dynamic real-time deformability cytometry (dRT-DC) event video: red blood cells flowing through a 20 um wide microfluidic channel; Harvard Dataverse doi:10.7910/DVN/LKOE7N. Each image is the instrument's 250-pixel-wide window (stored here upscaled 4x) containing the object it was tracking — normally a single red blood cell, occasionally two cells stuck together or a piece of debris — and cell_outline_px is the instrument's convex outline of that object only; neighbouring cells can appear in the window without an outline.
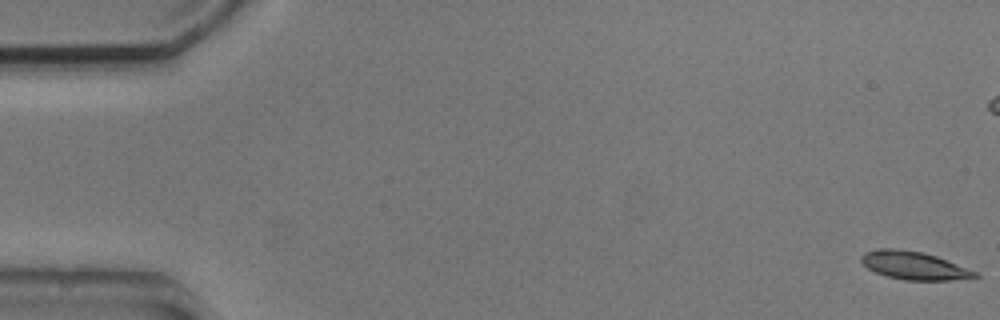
{"species": "common noctule bat (a hibernating species)", "species_latin": "Nyctalus noctula", "temperature_condition": "cold", "stored_images_in_passage": 27, "camera_frame_rate_fps": 3000, "um_per_image_px": 0.085, "animal": {"sex": "male", "body_mass_g": 20.5, "forearm_length_mm": 52.5}, "frame": {"image": 1, "passage_image": 1, "time_ms": 0.0, "image_size_px": [1000, 320], "cell_outline_px": [[980, 276], [952, 280], [904, 280], [884, 276], [868, 268], [860, 260], [860, 256], [864, 252], [876, 248], [888, 248], [924, 252], [936, 256], [976, 272]], "centroid_in_image_um": [77.62, 22.56], "position_along_channel_um": 7.4, "area_um2": 18.44}}